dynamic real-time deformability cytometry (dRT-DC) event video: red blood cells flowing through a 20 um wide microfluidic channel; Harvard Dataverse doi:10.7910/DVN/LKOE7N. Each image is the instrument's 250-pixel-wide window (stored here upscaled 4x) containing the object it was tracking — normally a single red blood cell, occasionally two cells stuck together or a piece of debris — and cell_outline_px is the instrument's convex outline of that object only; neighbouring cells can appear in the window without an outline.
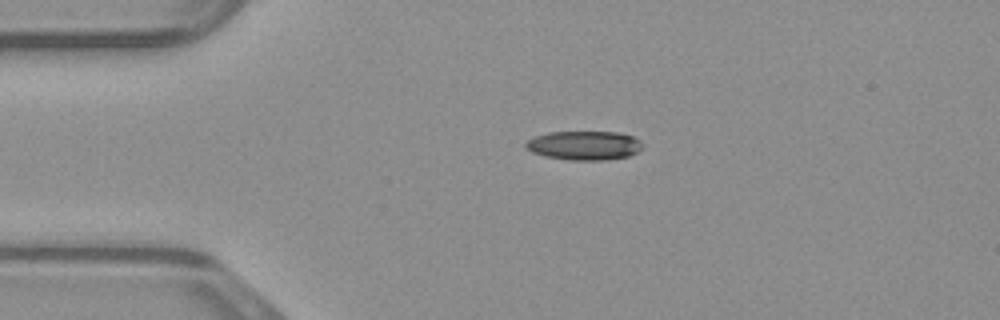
{"species": "common noctule bat (a hibernating species)", "species_latin": "Nyctalus noctula", "temperature_condition": "warm", "stored_images_in_passage": 39, "camera_frame_rate_fps": 3000, "um_per_image_px": 0.085, "animal": {"sex": "male", "body_mass_g": 23.1, "forearm_length_mm": 52.7}, "frame": {"image": 1, "passage_image": 1, "time_ms": 0.0, "image_size_px": [1000, 320], "cell_outline_px": [[644, 148], [628, 156], [604, 160], [568, 160], [544, 156], [532, 152], [524, 144], [528, 140], [536, 136], [548, 132], [616, 132], [632, 136], [640, 140], [644, 144]], "centroid_in_image_um": [49.69, 12.36], "position_along_channel_um": 35.3, "area_um2": 19.77}}
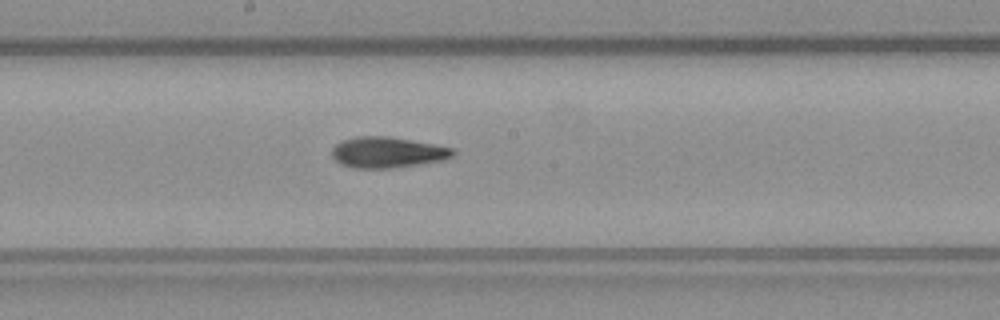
{"frame": {"image": 2, "passage_image": 16, "time_ms": 5.0, "image_size_px": [1000, 320], "cell_outline_px": [[456, 152], [448, 160], [392, 168], [352, 168], [340, 164], [332, 156], [332, 148], [336, 144], [344, 140], [356, 136], [388, 136], [432, 144], [452, 148]], "centroid_in_image_um": [32.94, 12.96], "position_along_channel_um": 215.3, "area_um2": 21.79}}
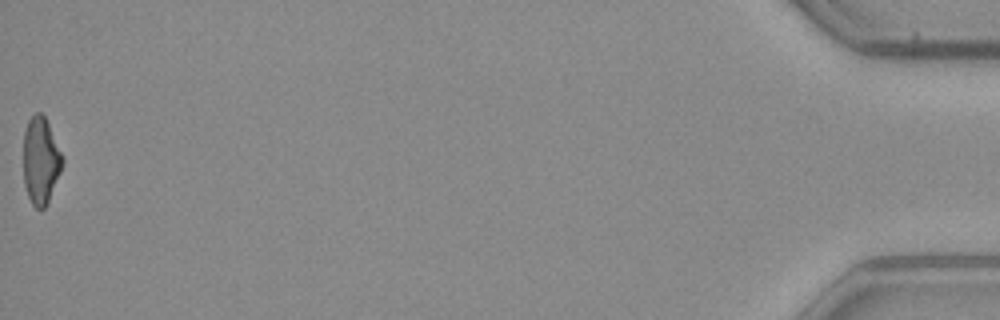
{"frame": {"image": 3, "passage_image": 39, "time_ms": 12.667, "image_size_px": [1000, 320], "cell_outline_px": [[64, 164], [48, 200], [44, 208], [36, 208], [32, 204], [28, 196], [24, 184], [24, 132], [28, 120], [36, 112], [40, 112], [44, 116], [64, 156]], "centroid_in_image_um": [3.47, 13.63], "position_along_channel_um": 431.7, "area_um2": 19.65}}